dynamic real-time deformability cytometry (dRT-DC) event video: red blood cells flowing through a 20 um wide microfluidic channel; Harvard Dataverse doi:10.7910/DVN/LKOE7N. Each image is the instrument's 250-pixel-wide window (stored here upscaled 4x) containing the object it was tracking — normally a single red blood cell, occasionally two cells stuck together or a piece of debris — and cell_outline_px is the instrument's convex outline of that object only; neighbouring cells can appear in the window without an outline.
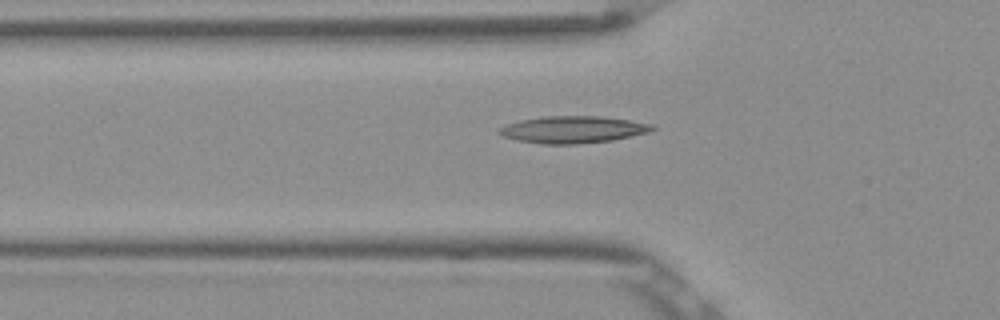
{"species": "Egyptian fruit bat (a non-hibernating species)", "species_latin": "Rousettus aegyptiacus", "temperature_condition": "room temperature", "stored_images_in_passage": 42, "camera_frame_rate_fps": 3000, "um_per_image_px": 0.085, "frame": {"image": 1, "passage_image": 8, "time_ms": 2.333, "image_size_px": [1000, 320], "cell_outline_px": [[656, 128], [648, 132], [632, 136], [612, 140], [576, 144], [544, 144], [516, 140], [504, 136], [496, 132], [500, 128], [508, 124], [520, 120], [544, 116], [600, 116], [656, 124]], "centroid_in_image_um": [48.72, 11.01], "position_along_channel_um": 77.1, "area_um2": 24.04}}
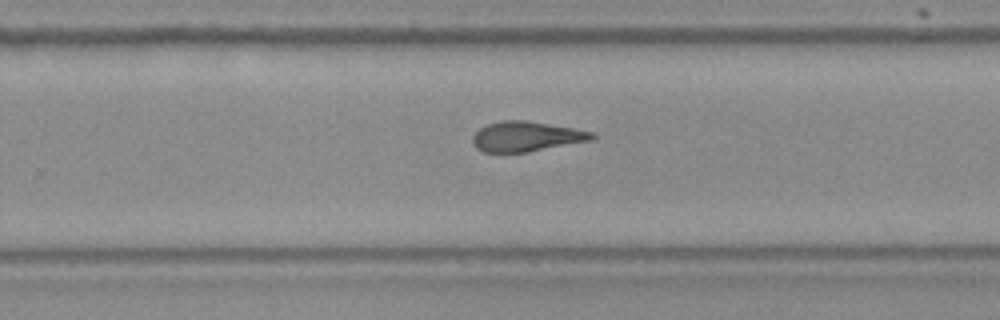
{"frame": {"image": 2, "passage_image": 24, "time_ms": 7.667, "image_size_px": [1000, 320], "cell_outline_px": [[596, 140], [528, 152], [484, 152], [476, 148], [472, 144], [472, 136], [480, 128], [488, 124], [500, 120], [528, 120], [572, 128], [592, 132], [596, 136]], "centroid_in_image_um": [44.75, 11.6], "position_along_channel_um": 285.0, "area_um2": 21.1}}
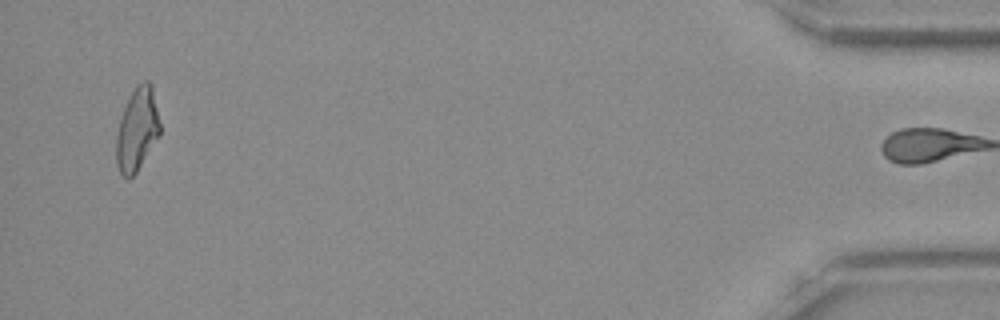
{"frame": {"image": 3, "passage_image": 41, "time_ms": 13.333, "image_size_px": [1000, 320], "cell_outline_px": [[160, 136], [136, 172], [128, 180], [120, 172], [116, 164], [116, 136], [120, 120], [124, 108], [136, 84], [144, 80], [148, 80], [152, 84], [160, 124]], "centroid_in_image_um": [11.66, 11.0], "position_along_channel_um": 423.5, "area_um2": 21.15}, "authors_computed_cell_mechanics": {"area_um2": 21.1548, "velocity_mm_per_s": 3.8827, "shape_relaxation_time_tau1_ms": null, "shape_relaxation_time_tau2_ms": 3.2866, "deformation_change_tau1": null, "deformation_change_tau2": 0.1243}}